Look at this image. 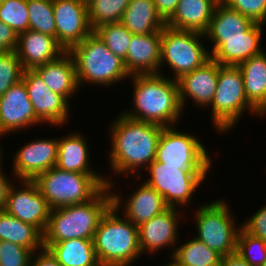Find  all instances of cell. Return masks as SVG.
<instances>
[{
  "label": "cell",
  "mask_w": 266,
  "mask_h": 266,
  "mask_svg": "<svg viewBox=\"0 0 266 266\" xmlns=\"http://www.w3.org/2000/svg\"><path fill=\"white\" fill-rule=\"evenodd\" d=\"M209 109H211L210 118L214 130L218 134L220 133V136L235 129L245 113L263 117L247 100L243 76L238 66L221 65L219 67L217 88L213 100L208 106Z\"/></svg>",
  "instance_id": "obj_6"
},
{
  "label": "cell",
  "mask_w": 266,
  "mask_h": 266,
  "mask_svg": "<svg viewBox=\"0 0 266 266\" xmlns=\"http://www.w3.org/2000/svg\"><path fill=\"white\" fill-rule=\"evenodd\" d=\"M0 240L19 244L33 252L44 249L43 233L37 227L20 221L5 210L0 211Z\"/></svg>",
  "instance_id": "obj_29"
},
{
  "label": "cell",
  "mask_w": 266,
  "mask_h": 266,
  "mask_svg": "<svg viewBox=\"0 0 266 266\" xmlns=\"http://www.w3.org/2000/svg\"><path fill=\"white\" fill-rule=\"evenodd\" d=\"M241 227L250 235L266 241V204L243 221Z\"/></svg>",
  "instance_id": "obj_40"
},
{
  "label": "cell",
  "mask_w": 266,
  "mask_h": 266,
  "mask_svg": "<svg viewBox=\"0 0 266 266\" xmlns=\"http://www.w3.org/2000/svg\"><path fill=\"white\" fill-rule=\"evenodd\" d=\"M48 88L63 96L69 103L80 92L73 57L65 51L57 59L34 68ZM77 93V94H76Z\"/></svg>",
  "instance_id": "obj_23"
},
{
  "label": "cell",
  "mask_w": 266,
  "mask_h": 266,
  "mask_svg": "<svg viewBox=\"0 0 266 266\" xmlns=\"http://www.w3.org/2000/svg\"><path fill=\"white\" fill-rule=\"evenodd\" d=\"M81 2H83L84 4L88 5L89 3H91L93 0H80Z\"/></svg>",
  "instance_id": "obj_48"
},
{
  "label": "cell",
  "mask_w": 266,
  "mask_h": 266,
  "mask_svg": "<svg viewBox=\"0 0 266 266\" xmlns=\"http://www.w3.org/2000/svg\"><path fill=\"white\" fill-rule=\"evenodd\" d=\"M56 41L68 51L93 32L88 7L80 0H53Z\"/></svg>",
  "instance_id": "obj_18"
},
{
  "label": "cell",
  "mask_w": 266,
  "mask_h": 266,
  "mask_svg": "<svg viewBox=\"0 0 266 266\" xmlns=\"http://www.w3.org/2000/svg\"><path fill=\"white\" fill-rule=\"evenodd\" d=\"M17 56L24 70L34 69L57 59L65 49L55 37L34 30L18 35Z\"/></svg>",
  "instance_id": "obj_22"
},
{
  "label": "cell",
  "mask_w": 266,
  "mask_h": 266,
  "mask_svg": "<svg viewBox=\"0 0 266 266\" xmlns=\"http://www.w3.org/2000/svg\"><path fill=\"white\" fill-rule=\"evenodd\" d=\"M94 32L114 55L126 59L133 34L121 22L100 25Z\"/></svg>",
  "instance_id": "obj_33"
},
{
  "label": "cell",
  "mask_w": 266,
  "mask_h": 266,
  "mask_svg": "<svg viewBox=\"0 0 266 266\" xmlns=\"http://www.w3.org/2000/svg\"><path fill=\"white\" fill-rule=\"evenodd\" d=\"M118 213L111 206L94 233L93 246L100 266H132L142 259L138 227Z\"/></svg>",
  "instance_id": "obj_4"
},
{
  "label": "cell",
  "mask_w": 266,
  "mask_h": 266,
  "mask_svg": "<svg viewBox=\"0 0 266 266\" xmlns=\"http://www.w3.org/2000/svg\"><path fill=\"white\" fill-rule=\"evenodd\" d=\"M266 50L237 65L242 73L247 100L266 115Z\"/></svg>",
  "instance_id": "obj_26"
},
{
  "label": "cell",
  "mask_w": 266,
  "mask_h": 266,
  "mask_svg": "<svg viewBox=\"0 0 266 266\" xmlns=\"http://www.w3.org/2000/svg\"><path fill=\"white\" fill-rule=\"evenodd\" d=\"M22 80L28 92L36 116L44 123L57 128L68 124L71 103L52 92L34 69L23 71Z\"/></svg>",
  "instance_id": "obj_15"
},
{
  "label": "cell",
  "mask_w": 266,
  "mask_h": 266,
  "mask_svg": "<svg viewBox=\"0 0 266 266\" xmlns=\"http://www.w3.org/2000/svg\"><path fill=\"white\" fill-rule=\"evenodd\" d=\"M12 157L14 180H34L39 174L56 166L58 138H38L26 142Z\"/></svg>",
  "instance_id": "obj_17"
},
{
  "label": "cell",
  "mask_w": 266,
  "mask_h": 266,
  "mask_svg": "<svg viewBox=\"0 0 266 266\" xmlns=\"http://www.w3.org/2000/svg\"><path fill=\"white\" fill-rule=\"evenodd\" d=\"M29 30L38 31L56 38L53 0H27Z\"/></svg>",
  "instance_id": "obj_34"
},
{
  "label": "cell",
  "mask_w": 266,
  "mask_h": 266,
  "mask_svg": "<svg viewBox=\"0 0 266 266\" xmlns=\"http://www.w3.org/2000/svg\"><path fill=\"white\" fill-rule=\"evenodd\" d=\"M196 134L180 131L177 126L163 127L160 134L156 161L164 166L181 170H212L210 152Z\"/></svg>",
  "instance_id": "obj_11"
},
{
  "label": "cell",
  "mask_w": 266,
  "mask_h": 266,
  "mask_svg": "<svg viewBox=\"0 0 266 266\" xmlns=\"http://www.w3.org/2000/svg\"><path fill=\"white\" fill-rule=\"evenodd\" d=\"M87 141L84 134L75 131L58 137L56 167L63 171L81 174H101L90 166V145Z\"/></svg>",
  "instance_id": "obj_24"
},
{
  "label": "cell",
  "mask_w": 266,
  "mask_h": 266,
  "mask_svg": "<svg viewBox=\"0 0 266 266\" xmlns=\"http://www.w3.org/2000/svg\"><path fill=\"white\" fill-rule=\"evenodd\" d=\"M130 0H93L87 5L93 31L100 25L121 22Z\"/></svg>",
  "instance_id": "obj_32"
},
{
  "label": "cell",
  "mask_w": 266,
  "mask_h": 266,
  "mask_svg": "<svg viewBox=\"0 0 266 266\" xmlns=\"http://www.w3.org/2000/svg\"><path fill=\"white\" fill-rule=\"evenodd\" d=\"M68 52L74 60L79 89L86 83L109 89L131 77L124 60L114 55L94 31Z\"/></svg>",
  "instance_id": "obj_5"
},
{
  "label": "cell",
  "mask_w": 266,
  "mask_h": 266,
  "mask_svg": "<svg viewBox=\"0 0 266 266\" xmlns=\"http://www.w3.org/2000/svg\"><path fill=\"white\" fill-rule=\"evenodd\" d=\"M203 38V33L165 26L161 31L160 74L167 64L173 75L165 76L177 81L207 62L211 55Z\"/></svg>",
  "instance_id": "obj_8"
},
{
  "label": "cell",
  "mask_w": 266,
  "mask_h": 266,
  "mask_svg": "<svg viewBox=\"0 0 266 266\" xmlns=\"http://www.w3.org/2000/svg\"><path fill=\"white\" fill-rule=\"evenodd\" d=\"M33 181L49 207L57 209L93 199L109 184V177L103 174L63 171L55 166L39 174Z\"/></svg>",
  "instance_id": "obj_7"
},
{
  "label": "cell",
  "mask_w": 266,
  "mask_h": 266,
  "mask_svg": "<svg viewBox=\"0 0 266 266\" xmlns=\"http://www.w3.org/2000/svg\"><path fill=\"white\" fill-rule=\"evenodd\" d=\"M161 31L133 34L124 60L130 76L160 74Z\"/></svg>",
  "instance_id": "obj_21"
},
{
  "label": "cell",
  "mask_w": 266,
  "mask_h": 266,
  "mask_svg": "<svg viewBox=\"0 0 266 266\" xmlns=\"http://www.w3.org/2000/svg\"><path fill=\"white\" fill-rule=\"evenodd\" d=\"M236 254L250 266H261L266 261V241L250 235L241 227L237 236Z\"/></svg>",
  "instance_id": "obj_35"
},
{
  "label": "cell",
  "mask_w": 266,
  "mask_h": 266,
  "mask_svg": "<svg viewBox=\"0 0 266 266\" xmlns=\"http://www.w3.org/2000/svg\"><path fill=\"white\" fill-rule=\"evenodd\" d=\"M184 213L186 211L183 212L180 208L169 207L164 212L138 226L139 248L142 255L151 254L152 256L169 247L171 251L170 256L168 253V257L171 258L177 244L180 242L179 228L181 227L179 222L184 219Z\"/></svg>",
  "instance_id": "obj_14"
},
{
  "label": "cell",
  "mask_w": 266,
  "mask_h": 266,
  "mask_svg": "<svg viewBox=\"0 0 266 266\" xmlns=\"http://www.w3.org/2000/svg\"><path fill=\"white\" fill-rule=\"evenodd\" d=\"M0 20L18 35L29 30L27 0H6L0 3Z\"/></svg>",
  "instance_id": "obj_36"
},
{
  "label": "cell",
  "mask_w": 266,
  "mask_h": 266,
  "mask_svg": "<svg viewBox=\"0 0 266 266\" xmlns=\"http://www.w3.org/2000/svg\"><path fill=\"white\" fill-rule=\"evenodd\" d=\"M219 266H250L238 254L234 253L221 258Z\"/></svg>",
  "instance_id": "obj_45"
},
{
  "label": "cell",
  "mask_w": 266,
  "mask_h": 266,
  "mask_svg": "<svg viewBox=\"0 0 266 266\" xmlns=\"http://www.w3.org/2000/svg\"><path fill=\"white\" fill-rule=\"evenodd\" d=\"M161 17L167 21L175 12L179 0H153Z\"/></svg>",
  "instance_id": "obj_43"
},
{
  "label": "cell",
  "mask_w": 266,
  "mask_h": 266,
  "mask_svg": "<svg viewBox=\"0 0 266 266\" xmlns=\"http://www.w3.org/2000/svg\"><path fill=\"white\" fill-rule=\"evenodd\" d=\"M129 80L133 88L132 105L122 114L163 127L179 124L184 112L179 101L177 81L164 74L132 75Z\"/></svg>",
  "instance_id": "obj_2"
},
{
  "label": "cell",
  "mask_w": 266,
  "mask_h": 266,
  "mask_svg": "<svg viewBox=\"0 0 266 266\" xmlns=\"http://www.w3.org/2000/svg\"><path fill=\"white\" fill-rule=\"evenodd\" d=\"M111 125H108L109 142L111 145L108 153V165L113 175L133 177L141 179L143 169L145 170L155 159L157 144L163 126L138 121L117 114ZM139 173V174H138Z\"/></svg>",
  "instance_id": "obj_1"
},
{
  "label": "cell",
  "mask_w": 266,
  "mask_h": 266,
  "mask_svg": "<svg viewBox=\"0 0 266 266\" xmlns=\"http://www.w3.org/2000/svg\"><path fill=\"white\" fill-rule=\"evenodd\" d=\"M181 244V245H180ZM177 244L172 259L178 266H219L222 256L193 236Z\"/></svg>",
  "instance_id": "obj_31"
},
{
  "label": "cell",
  "mask_w": 266,
  "mask_h": 266,
  "mask_svg": "<svg viewBox=\"0 0 266 266\" xmlns=\"http://www.w3.org/2000/svg\"><path fill=\"white\" fill-rule=\"evenodd\" d=\"M220 66L210 58L202 66L177 80L179 101L183 112L190 99L196 107L207 109L216 92Z\"/></svg>",
  "instance_id": "obj_20"
},
{
  "label": "cell",
  "mask_w": 266,
  "mask_h": 266,
  "mask_svg": "<svg viewBox=\"0 0 266 266\" xmlns=\"http://www.w3.org/2000/svg\"><path fill=\"white\" fill-rule=\"evenodd\" d=\"M41 124L45 125L35 114L23 80L0 97V135L24 133Z\"/></svg>",
  "instance_id": "obj_16"
},
{
  "label": "cell",
  "mask_w": 266,
  "mask_h": 266,
  "mask_svg": "<svg viewBox=\"0 0 266 266\" xmlns=\"http://www.w3.org/2000/svg\"><path fill=\"white\" fill-rule=\"evenodd\" d=\"M121 23L132 34L159 32L166 26V21L158 13L153 0H130Z\"/></svg>",
  "instance_id": "obj_27"
},
{
  "label": "cell",
  "mask_w": 266,
  "mask_h": 266,
  "mask_svg": "<svg viewBox=\"0 0 266 266\" xmlns=\"http://www.w3.org/2000/svg\"><path fill=\"white\" fill-rule=\"evenodd\" d=\"M18 34L0 20V52L16 50Z\"/></svg>",
  "instance_id": "obj_41"
},
{
  "label": "cell",
  "mask_w": 266,
  "mask_h": 266,
  "mask_svg": "<svg viewBox=\"0 0 266 266\" xmlns=\"http://www.w3.org/2000/svg\"><path fill=\"white\" fill-rule=\"evenodd\" d=\"M43 245L62 266H100L93 240L70 239Z\"/></svg>",
  "instance_id": "obj_28"
},
{
  "label": "cell",
  "mask_w": 266,
  "mask_h": 266,
  "mask_svg": "<svg viewBox=\"0 0 266 266\" xmlns=\"http://www.w3.org/2000/svg\"><path fill=\"white\" fill-rule=\"evenodd\" d=\"M33 253L19 244L0 240V266H30Z\"/></svg>",
  "instance_id": "obj_38"
},
{
  "label": "cell",
  "mask_w": 266,
  "mask_h": 266,
  "mask_svg": "<svg viewBox=\"0 0 266 266\" xmlns=\"http://www.w3.org/2000/svg\"><path fill=\"white\" fill-rule=\"evenodd\" d=\"M30 266H62L47 249L34 252Z\"/></svg>",
  "instance_id": "obj_42"
},
{
  "label": "cell",
  "mask_w": 266,
  "mask_h": 266,
  "mask_svg": "<svg viewBox=\"0 0 266 266\" xmlns=\"http://www.w3.org/2000/svg\"><path fill=\"white\" fill-rule=\"evenodd\" d=\"M111 206L112 195L107 185L88 202L51 209L43 244L70 239L93 240L101 218Z\"/></svg>",
  "instance_id": "obj_3"
},
{
  "label": "cell",
  "mask_w": 266,
  "mask_h": 266,
  "mask_svg": "<svg viewBox=\"0 0 266 266\" xmlns=\"http://www.w3.org/2000/svg\"><path fill=\"white\" fill-rule=\"evenodd\" d=\"M254 22L243 14L228 8L221 1L216 5L205 38L244 36Z\"/></svg>",
  "instance_id": "obj_30"
},
{
  "label": "cell",
  "mask_w": 266,
  "mask_h": 266,
  "mask_svg": "<svg viewBox=\"0 0 266 266\" xmlns=\"http://www.w3.org/2000/svg\"><path fill=\"white\" fill-rule=\"evenodd\" d=\"M219 2L220 0H179L175 12L166 21V26L204 34Z\"/></svg>",
  "instance_id": "obj_25"
},
{
  "label": "cell",
  "mask_w": 266,
  "mask_h": 266,
  "mask_svg": "<svg viewBox=\"0 0 266 266\" xmlns=\"http://www.w3.org/2000/svg\"><path fill=\"white\" fill-rule=\"evenodd\" d=\"M3 138V136L2 135H0V138ZM1 140V139H0ZM2 144H0V168H2V167H4V166H2V163H3V158L5 157L3 154H4V151H3V149H4V147L2 148V146H1Z\"/></svg>",
  "instance_id": "obj_46"
},
{
  "label": "cell",
  "mask_w": 266,
  "mask_h": 266,
  "mask_svg": "<svg viewBox=\"0 0 266 266\" xmlns=\"http://www.w3.org/2000/svg\"><path fill=\"white\" fill-rule=\"evenodd\" d=\"M11 185L4 210L44 233L51 208L33 180H18Z\"/></svg>",
  "instance_id": "obj_13"
},
{
  "label": "cell",
  "mask_w": 266,
  "mask_h": 266,
  "mask_svg": "<svg viewBox=\"0 0 266 266\" xmlns=\"http://www.w3.org/2000/svg\"><path fill=\"white\" fill-rule=\"evenodd\" d=\"M138 177L149 173L144 182L154 188L172 208L188 209L192 196L200 190L211 170H181L178 167L164 166L154 160ZM189 203V204H188ZM183 208V209H182Z\"/></svg>",
  "instance_id": "obj_10"
},
{
  "label": "cell",
  "mask_w": 266,
  "mask_h": 266,
  "mask_svg": "<svg viewBox=\"0 0 266 266\" xmlns=\"http://www.w3.org/2000/svg\"><path fill=\"white\" fill-rule=\"evenodd\" d=\"M265 25L254 23L244 36L205 38L211 43L209 52L211 58L220 65L237 66L252 56L262 53L265 48L261 46L263 27Z\"/></svg>",
  "instance_id": "obj_19"
},
{
  "label": "cell",
  "mask_w": 266,
  "mask_h": 266,
  "mask_svg": "<svg viewBox=\"0 0 266 266\" xmlns=\"http://www.w3.org/2000/svg\"><path fill=\"white\" fill-rule=\"evenodd\" d=\"M224 200L215 199L194 210L195 238L222 257L236 253L237 236L241 228V223L237 225L233 209Z\"/></svg>",
  "instance_id": "obj_9"
},
{
  "label": "cell",
  "mask_w": 266,
  "mask_h": 266,
  "mask_svg": "<svg viewBox=\"0 0 266 266\" xmlns=\"http://www.w3.org/2000/svg\"><path fill=\"white\" fill-rule=\"evenodd\" d=\"M168 259H169V262L167 264L165 263L164 266H178L172 259H170V258H168Z\"/></svg>",
  "instance_id": "obj_47"
},
{
  "label": "cell",
  "mask_w": 266,
  "mask_h": 266,
  "mask_svg": "<svg viewBox=\"0 0 266 266\" xmlns=\"http://www.w3.org/2000/svg\"><path fill=\"white\" fill-rule=\"evenodd\" d=\"M4 168H0V211L4 210L9 188L11 187L12 180L8 178L7 174L3 171Z\"/></svg>",
  "instance_id": "obj_44"
},
{
  "label": "cell",
  "mask_w": 266,
  "mask_h": 266,
  "mask_svg": "<svg viewBox=\"0 0 266 266\" xmlns=\"http://www.w3.org/2000/svg\"><path fill=\"white\" fill-rule=\"evenodd\" d=\"M24 68L15 50L0 52V97L23 78Z\"/></svg>",
  "instance_id": "obj_37"
},
{
  "label": "cell",
  "mask_w": 266,
  "mask_h": 266,
  "mask_svg": "<svg viewBox=\"0 0 266 266\" xmlns=\"http://www.w3.org/2000/svg\"><path fill=\"white\" fill-rule=\"evenodd\" d=\"M228 8L235 10L254 23L266 24V0H220Z\"/></svg>",
  "instance_id": "obj_39"
},
{
  "label": "cell",
  "mask_w": 266,
  "mask_h": 266,
  "mask_svg": "<svg viewBox=\"0 0 266 266\" xmlns=\"http://www.w3.org/2000/svg\"><path fill=\"white\" fill-rule=\"evenodd\" d=\"M114 179L109 178L108 184L112 195V206L133 225L138 227L169 208L164 198L147 183L142 181L140 184V181H137L140 186L133 184L137 185L136 190L133 189L132 193L129 192L131 195L127 194V197H124L114 188L116 185Z\"/></svg>",
  "instance_id": "obj_12"
}]
</instances>
